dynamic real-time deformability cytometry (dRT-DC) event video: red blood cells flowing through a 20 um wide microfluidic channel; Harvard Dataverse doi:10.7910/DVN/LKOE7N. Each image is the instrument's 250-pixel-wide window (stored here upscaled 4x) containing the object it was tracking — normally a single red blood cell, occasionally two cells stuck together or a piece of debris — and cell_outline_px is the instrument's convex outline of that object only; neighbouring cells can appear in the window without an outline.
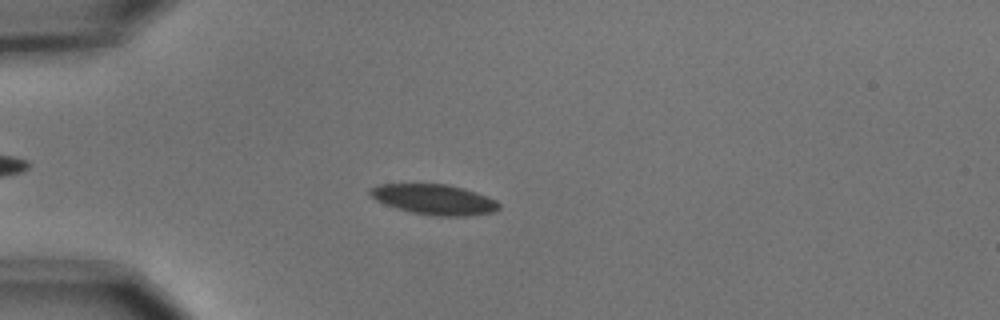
{"species": "common noctule bat (a hibernating species)", "species_latin": "Nyctalus noctula", "temperature_condition": "cold", "stored_images_in_passage": 47, "camera_frame_rate_fps": 3000, "um_per_image_px": 0.085, "animal": {"sex": "male", "body_mass_g": 15.6}, "frame": {"image": 1, "passage_image": 15, "time_ms": 4.667, "image_size_px": [1000, 320], "cell_outline_px": [[500, 208], [496, 212], [464, 216], [432, 216], [412, 212], [396, 208], [384, 204], [376, 200], [368, 192], [368, 188], [380, 184], [448, 184], [464, 188], [488, 196], [496, 200], [500, 204]], "centroid_in_image_um": [36.92, 16.95], "position_along_channel_um": 48.1, "area_um2": 22.95}}
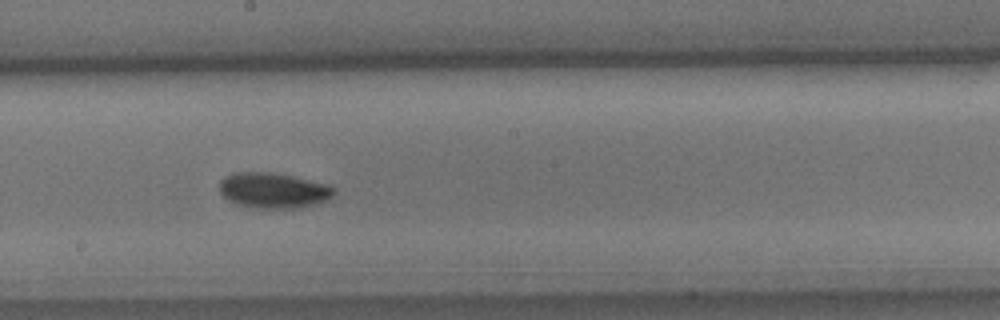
{"frame": {"image": 2, "passage_image": 31, "time_ms": 10.0, "image_size_px": [1000, 320], "cell_outline_px": [[336, 192], [332, 196], [324, 200], [300, 208], [256, 208], [236, 204], [228, 200], [220, 192], [220, 180], [224, 176], [232, 172], [268, 172], [292, 176], [328, 184], [336, 188]], "centroid_in_image_um": [23.21, 16.17], "position_along_channel_um": 225.0, "area_um2": 23.64}}
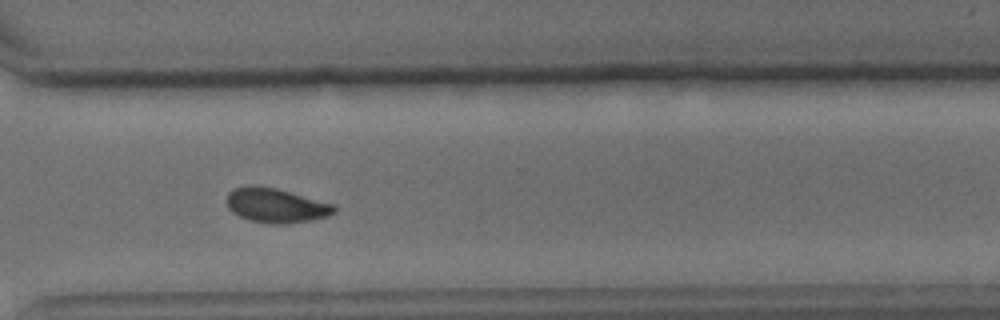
{"frame": {"image": 3, "passage_image": 41, "time_ms": 13.333, "image_size_px": [1000, 320], "cell_outline_px": [[336, 212], [328, 216], [312, 220], [284, 224], [268, 224], [248, 220], [232, 212], [228, 208], [228, 192], [232, 188], [248, 184], [252, 184], [276, 188], [336, 204]], "centroid_in_image_um": [23.46, 17.45], "position_along_channel_um": 347.1, "area_um2": 21.96}, "authors_computed_cell_mechanics": {"area_um2": 22.1952, "velocity_mm_per_s": 3.6691, "shape_relaxation_time_tau1_ms": 3.39, "shape_relaxation_time_tau2_ms": 3.3964, "deformation_change_tau1": 0.0971, "deformation_change_tau2": 0.065}}